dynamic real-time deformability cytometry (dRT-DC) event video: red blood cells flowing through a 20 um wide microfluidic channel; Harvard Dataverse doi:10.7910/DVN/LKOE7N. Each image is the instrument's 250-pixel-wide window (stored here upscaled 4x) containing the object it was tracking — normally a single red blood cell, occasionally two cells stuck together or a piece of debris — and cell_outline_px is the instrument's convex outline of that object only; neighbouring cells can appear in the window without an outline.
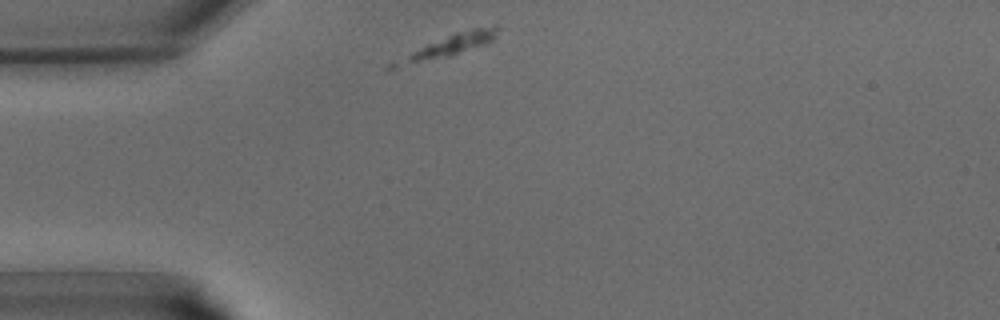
{"species": "common noctule bat (a hibernating species)", "species_latin": "Nyctalus noctula", "temperature_condition": "warm", "stored_images_in_passage": 34, "segment_of_instrument_passage": [1, 2], "camera_frame_rate_fps": 3000, "um_per_image_px": 0.085, "animal": {"sex": "male", "body_mass_g": 15.6}, "frame": {"image": 1, "passage_image": 1, "time_ms": 0.0, "image_size_px": [1000, 320], "cell_outline_px": [[500, 28], [492, 40], [484, 44], [452, 56], [392, 68], [384, 68], [388, 64], [428, 44], [456, 32], [472, 28], [496, 24], [500, 24]], "centroid_in_image_um": [38.19, 3.88], "position_along_channel_um": 46.8, "area_um2": 12.89}}
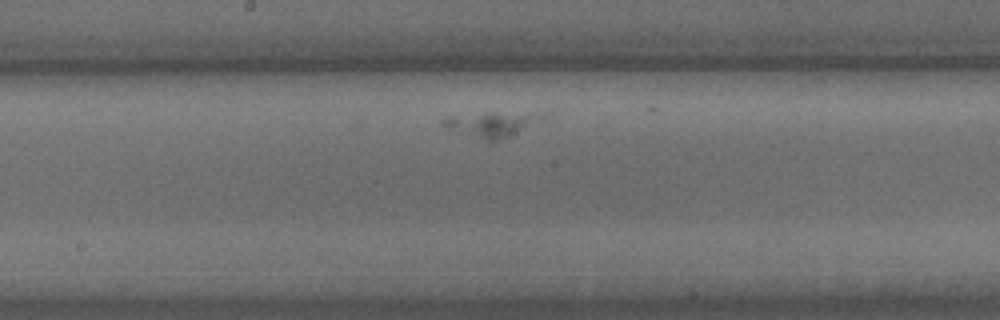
{"frame": {"image": 2, "passage_image": 13, "time_ms": 4.0, "image_size_px": [1000, 320], "cell_outline_px": [[548, 116], [500, 140], [488, 140], [444, 128], [440, 124], [440, 120], [448, 116], [484, 112], [492, 112]], "centroid_in_image_um": [41.6, 10.55], "position_along_channel_um": 206.6, "area_um2": 13.7}}
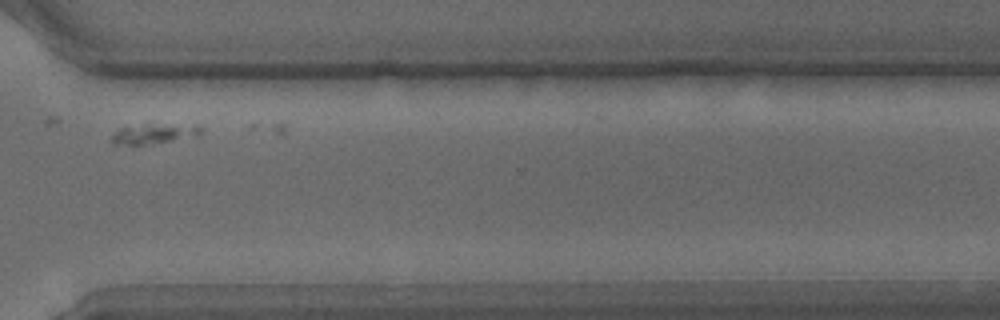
{"frame": {"image": 3, "passage_image": 23, "time_ms": 7.333, "image_size_px": [1000, 320], "cell_outline_px": [[204, 132], [200, 136], [144, 144], [120, 144], [108, 140], [120, 128], [144, 124], [200, 124], [204, 128]], "centroid_in_image_um": [13.24, 11.33], "position_along_channel_um": 357.4, "area_um2": 10.52}}